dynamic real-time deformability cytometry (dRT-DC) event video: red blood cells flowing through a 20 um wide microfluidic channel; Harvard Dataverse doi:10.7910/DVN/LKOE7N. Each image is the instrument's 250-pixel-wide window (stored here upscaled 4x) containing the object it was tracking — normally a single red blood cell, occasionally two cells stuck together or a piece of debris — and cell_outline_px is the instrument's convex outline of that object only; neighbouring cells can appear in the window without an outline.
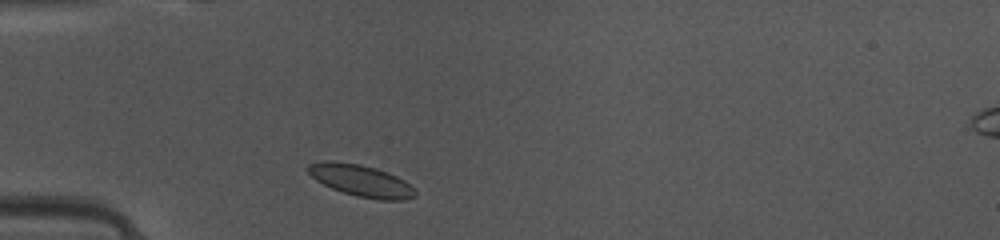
{"species": "common noctule bat (a hibernating species)", "species_latin": "Nyctalus noctula", "temperature_condition": "warm", "stored_images_in_passage": 36, "camera_frame_rate_fps": 3000, "um_per_image_px": 0.085, "animal": {"sex": "female", "body_mass_g": 10.0, "forearm_length_mm": 53.1}, "frame": {"image": 1, "passage_image": 2, "time_ms": 0.333, "image_size_px": [1000, 240], "cell_outline_px": [[416, 196], [404, 200], [380, 200], [356, 196], [332, 188], [316, 180], [304, 168], [308, 164], [320, 160], [332, 160], [360, 164], [376, 168], [396, 176], [404, 180], [416, 188]], "centroid_in_image_um": [30.68, 15.34], "position_along_channel_um": 54.3, "area_um2": 20.06}}
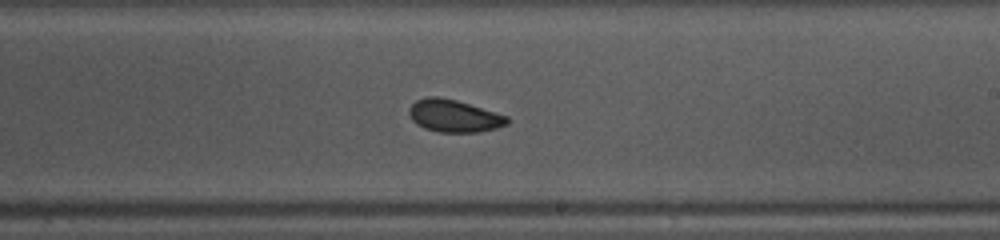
{"frame": {"image": 2, "passage_image": 17, "time_ms": 5.333, "image_size_px": [1000, 240], "cell_outline_px": [[508, 124], [496, 128], [480, 132], [440, 132], [424, 128], [416, 124], [412, 120], [408, 112], [408, 108], [416, 100], [428, 96], [436, 96], [456, 100], [508, 116]], "centroid_in_image_um": [38.57, 9.85], "position_along_channel_um": 250.4, "area_um2": 18.5}}
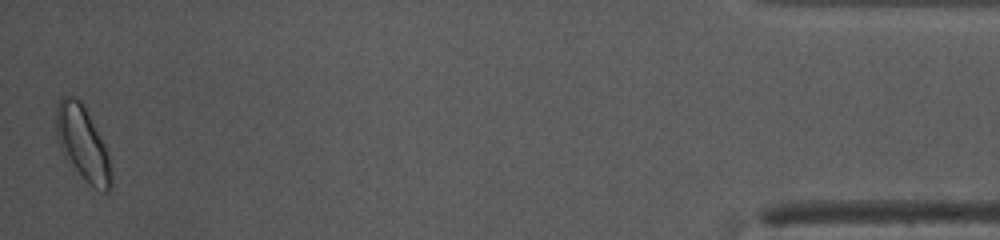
{"frame": {"image": 3, "passage_image": 36, "time_ms": 11.667, "image_size_px": [1000, 240], "cell_outline_px": [[112, 184], [108, 192], [104, 192], [88, 184], [76, 168], [60, 144], [56, 132], [56, 104], [60, 96], [72, 96], [80, 100], [84, 104], [108, 152], [112, 172]], "centroid_in_image_um": [7.06, 12.14], "position_along_channel_um": 428.1, "area_um2": 23.29}, "authors_computed_cell_mechanics": {"area_um2": 18.5827, "velocity_mm_per_s": 4.0995, "shape_relaxation_time_tau1_ms": 3.0039, "shape_relaxation_time_tau2_ms": 5.8371, "deformation_change_tau1": 0.0835, "deformation_change_tau2": 0.061}}